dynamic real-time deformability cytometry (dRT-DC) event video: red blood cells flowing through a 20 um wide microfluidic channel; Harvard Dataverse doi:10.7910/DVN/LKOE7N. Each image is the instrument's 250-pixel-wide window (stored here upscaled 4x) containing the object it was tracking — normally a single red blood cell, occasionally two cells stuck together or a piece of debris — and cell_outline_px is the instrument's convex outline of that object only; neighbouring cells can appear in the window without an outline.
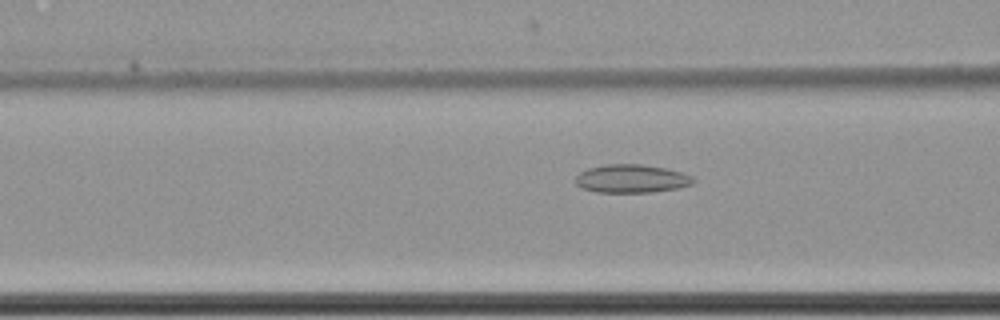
{"species": "common noctule bat (a hibernating species)", "species_latin": "Nyctalus noctula", "temperature_condition": "cold", "stored_images_in_passage": 39, "camera_frame_rate_fps": 3000, "um_per_image_px": 0.085, "animal": {"sex": "female", "body_mass_g": 22.7, "forearm_length_mm": 54.2}, "frame": {"image": 1, "passage_image": 4, "time_ms": 1.0, "image_size_px": [1000, 320], "cell_outline_px": [[696, 180], [692, 184], [680, 188], [652, 192], [596, 192], [584, 188], [576, 184], [576, 176], [580, 172], [588, 168], [604, 164], [640, 164], [664, 168], [680, 172], [692, 176]], "centroid_in_image_um": [53.69, 15.18], "position_along_channel_um": 112.9, "area_um2": 19.36}}
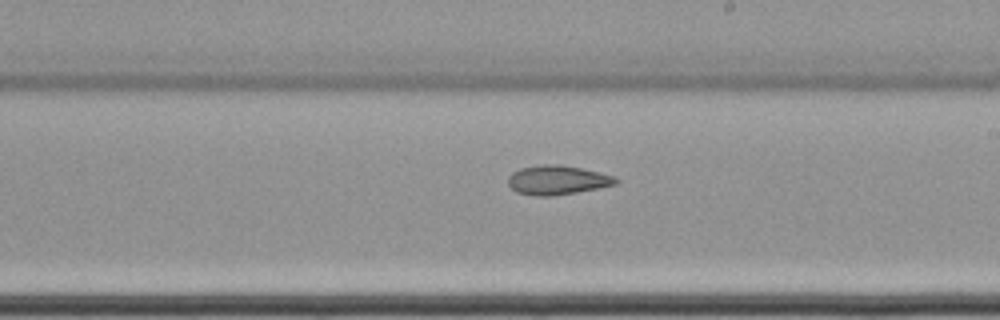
{"frame": {"image": 2, "passage_image": 15, "time_ms": 4.667, "image_size_px": [1000, 320], "cell_outline_px": [[620, 180], [616, 184], [576, 192], [552, 196], [536, 196], [516, 192], [508, 184], [508, 176], [512, 172], [520, 168], [544, 164], [560, 164], [580, 168], [616, 176]], "centroid_in_image_um": [47.36, 15.3], "position_along_channel_um": 241.6, "area_um2": 18.32}}
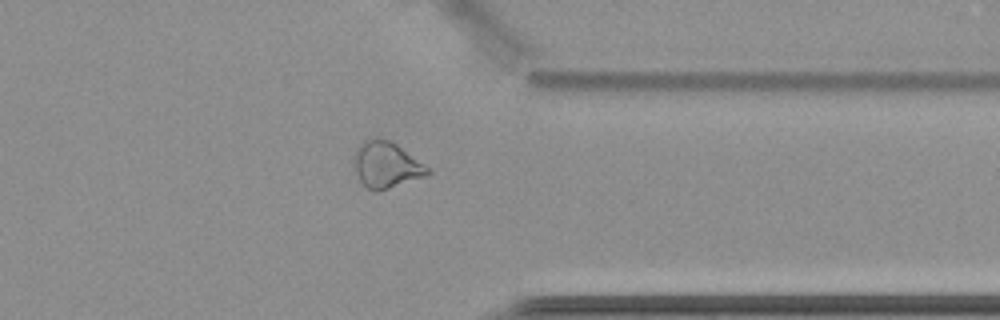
{"frame": {"image": 3, "passage_image": 27, "time_ms": 8.667, "image_size_px": [1000, 320], "cell_outline_px": [[432, 172], [424, 176], [388, 188], [368, 188], [360, 180], [356, 172], [352, 156], [356, 148], [364, 140], [376, 136], [380, 136], [396, 144], [432, 168]], "centroid_in_image_um": [32.84, 13.94], "position_along_channel_um": 378.6, "area_um2": 19.65}}